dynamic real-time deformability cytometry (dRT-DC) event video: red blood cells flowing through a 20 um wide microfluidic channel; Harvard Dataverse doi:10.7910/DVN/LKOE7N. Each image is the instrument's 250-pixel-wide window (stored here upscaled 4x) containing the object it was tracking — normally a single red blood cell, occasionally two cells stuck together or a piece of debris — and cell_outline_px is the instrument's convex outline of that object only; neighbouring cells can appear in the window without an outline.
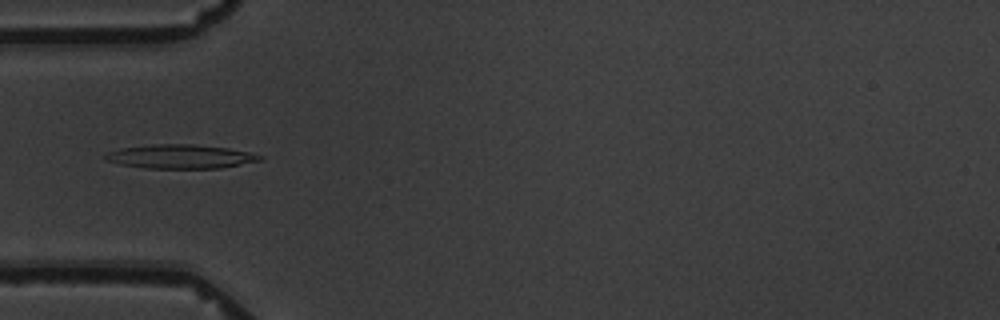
{"species": "common noctule bat (a hibernating species)", "species_latin": "Nyctalus noctula", "temperature_condition": "warm", "stored_images_in_passage": 7, "camera_frame_rate_fps": 3000, "um_per_image_px": 0.085, "animal": {"sex": "male", "body_mass_g": 19.5, "forearm_length_mm": 54.6}, "frame": {"image": 1, "passage_image": 3, "time_ms": 2.333, "image_size_px": [1000, 320], "cell_outline_px": [[264, 156], [260, 160], [220, 168], [144, 168], [120, 164], [104, 160], [100, 156], [108, 152], [120, 148], [152, 144], [192, 144], [228, 148], [252, 152]], "centroid_in_image_um": [15.28, 13.3], "position_along_channel_um": 69.7, "area_um2": 21.68}}
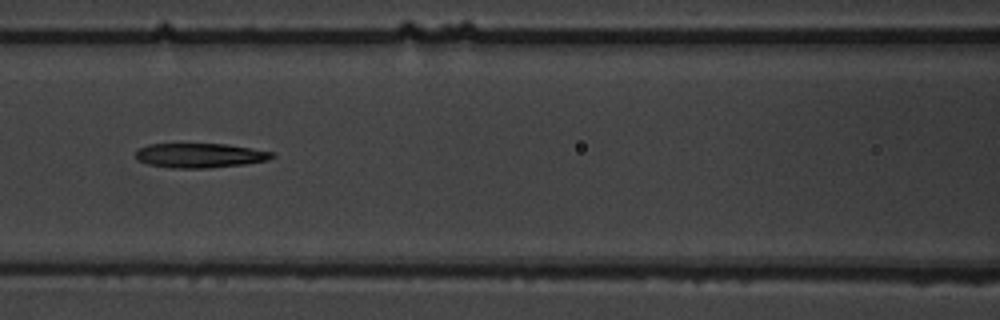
{"frame": {"image": 2, "passage_image": 5, "time_ms": 4.667, "image_size_px": [1000, 320], "cell_outline_px": [[276, 156], [268, 160], [244, 164], [208, 168], [172, 168], [148, 164], [136, 160], [136, 152], [140, 148], [148, 144], [228, 144], [272, 152]], "centroid_in_image_um": [16.98, 13.21], "position_along_channel_um": 149.6, "area_um2": 19.42}}
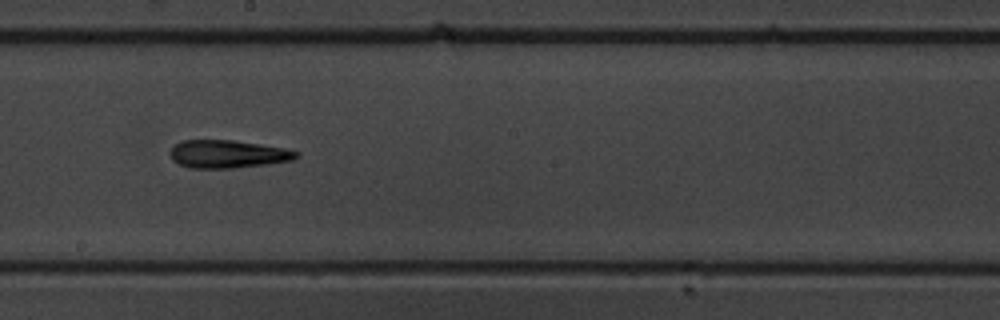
{"frame": {"image": 3, "passage_image": 7, "time_ms": 7.0, "image_size_px": [1000, 320], "cell_outline_px": [[300, 156], [292, 160], [264, 164], [232, 168], [192, 168], [180, 164], [172, 160], [168, 152], [180, 140], [232, 140], [260, 144], [284, 148], [300, 152]], "centroid_in_image_um": [19.34, 13.09], "position_along_channel_um": 228.9, "area_um2": 20.46}}